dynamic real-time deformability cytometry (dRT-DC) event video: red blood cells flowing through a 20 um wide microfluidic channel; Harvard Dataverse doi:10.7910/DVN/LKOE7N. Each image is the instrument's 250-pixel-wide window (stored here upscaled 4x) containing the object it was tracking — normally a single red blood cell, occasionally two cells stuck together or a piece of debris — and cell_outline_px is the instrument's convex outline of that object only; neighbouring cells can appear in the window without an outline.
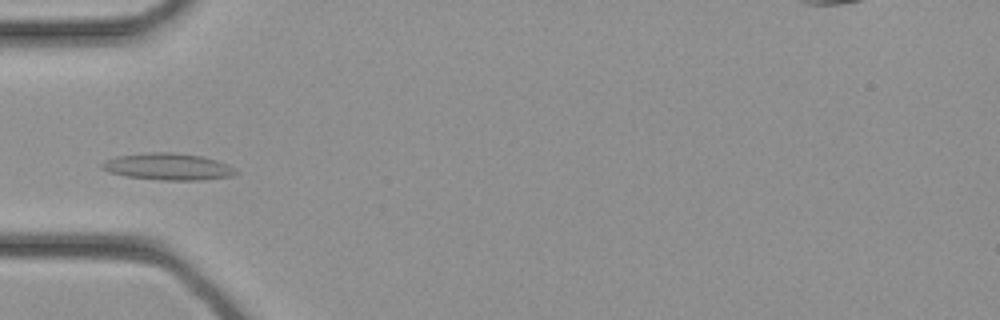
{"species": "common noctule bat (a hibernating species)", "species_latin": "Nyctalus noctula", "temperature_condition": "cold", "stored_images_in_passage": 34, "camera_frame_rate_fps": 3000, "um_per_image_px": 0.085, "animal": {"sex": "female", "body_mass_g": 21.9}, "frame": {"image": 1, "passage_image": 11, "time_ms": 3.333, "image_size_px": [1000, 320], "cell_outline_px": [[240, 172], [236, 176], [200, 180], [160, 180], [128, 176], [108, 172], [100, 168], [100, 164], [104, 160], [116, 156], [148, 152], [172, 152], [204, 156], [228, 164], [236, 168]], "centroid_in_image_um": [14.32, 14.16], "position_along_channel_um": 70.7, "area_um2": 21.27}}
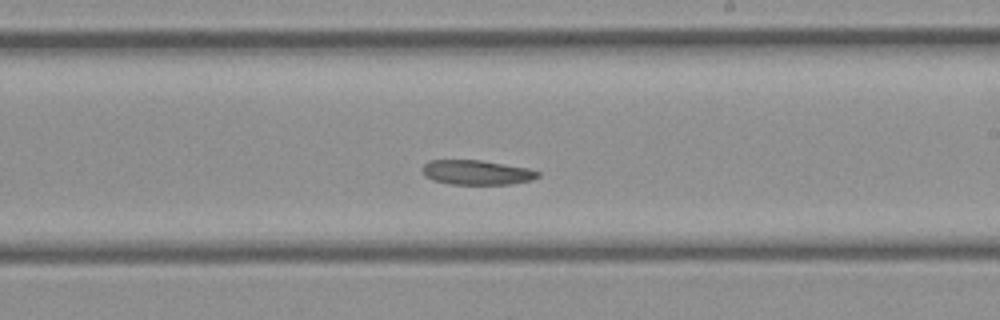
{"frame": {"image": 2, "passage_image": 20, "time_ms": 6.333, "image_size_px": [1000, 320], "cell_outline_px": [[540, 176], [532, 180], [508, 184], [448, 184], [432, 180], [424, 176], [420, 168], [428, 160], [480, 160], [528, 168], [540, 172]], "centroid_in_image_um": [40.47, 14.65], "position_along_channel_um": 248.5, "area_um2": 16.7}}
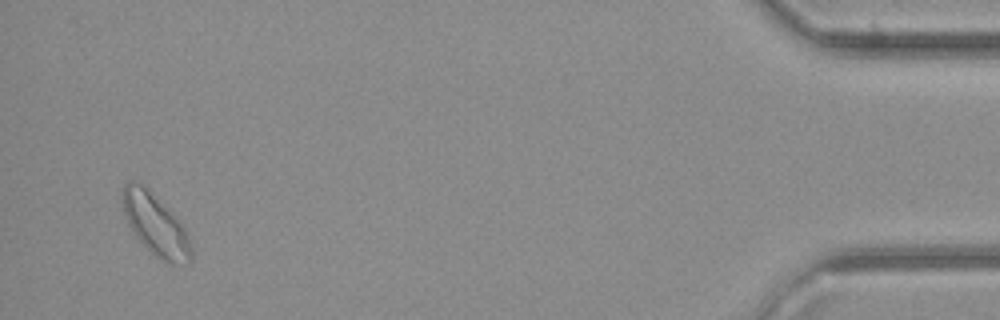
{"frame": {"image": 3, "passage_image": 33, "time_ms": 10.667, "image_size_px": [1000, 320], "cell_outline_px": [[192, 264], [164, 264], [136, 236], [128, 224], [124, 216], [120, 196], [120, 192], [124, 184], [128, 180], [136, 180], [188, 232], [192, 248]], "centroid_in_image_um": [13.19, 19.17], "position_along_channel_um": 422.0, "area_um2": 24.16}}